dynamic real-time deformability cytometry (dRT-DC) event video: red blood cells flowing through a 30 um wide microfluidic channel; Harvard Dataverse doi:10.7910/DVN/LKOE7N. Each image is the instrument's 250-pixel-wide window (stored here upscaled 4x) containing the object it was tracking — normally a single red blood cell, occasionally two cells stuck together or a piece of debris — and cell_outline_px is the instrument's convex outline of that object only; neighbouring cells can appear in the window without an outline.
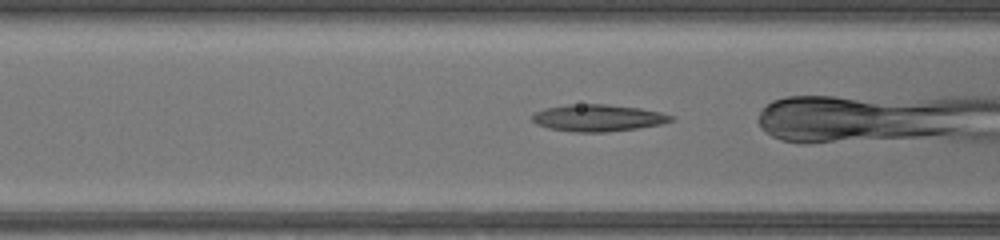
{"species": "common noctule bat (a hibernating species)", "species_latin": "Nyctalus noctula", "temperature_condition": "warm", "stored_images_in_passage": 37, "camera_frame_rate_fps": 3000, "um_per_image_px": 0.085, "animal": {"sex": "female", "body_mass_g": 17.0, "forearm_length_mm": 48.0}, "frame": {"image": 1, "passage_image": 19, "time_ms": 6.0, "image_size_px": [1000, 240], "cell_outline_px": [[676, 116], [672, 120], [660, 124], [636, 128], [604, 132], [576, 132], [552, 128], [536, 124], [532, 120], [532, 116], [536, 112], [548, 108], [568, 104], [604, 104], [640, 108], [660, 112]], "centroid_in_image_um": [50.85, 10.01], "position_along_channel_um": 115.7, "area_um2": 21.39}}